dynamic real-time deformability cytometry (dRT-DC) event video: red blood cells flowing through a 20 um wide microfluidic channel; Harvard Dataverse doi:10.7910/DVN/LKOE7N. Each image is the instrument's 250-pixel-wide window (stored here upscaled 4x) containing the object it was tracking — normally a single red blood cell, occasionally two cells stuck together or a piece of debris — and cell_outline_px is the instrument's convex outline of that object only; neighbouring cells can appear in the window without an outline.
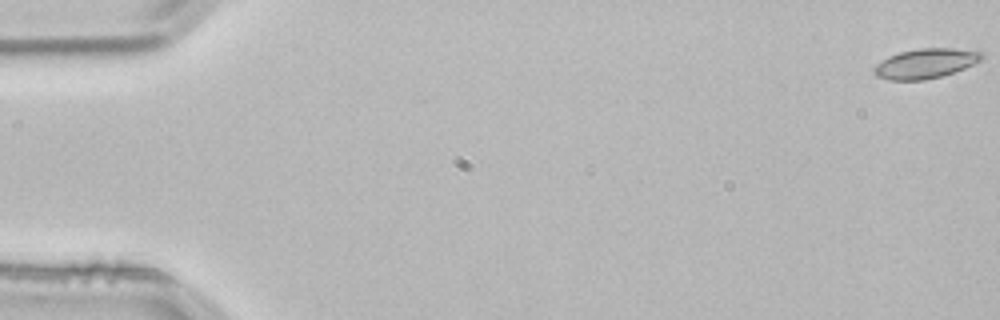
{"species": "common noctule bat (a hibernating species)", "species_latin": "Nyctalus noctula", "temperature_condition": "room temperature", "stored_images_in_passage": 4, "camera_frame_rate_fps": 3000, "um_per_image_px": 0.085, "animal": {"sex": "male", "body_mass_g": 21.5, "forearm_length_mm": 52.0}, "frame": {"image": 1, "passage_image": 1, "time_ms": 0.0, "image_size_px": [1000, 320], "cell_outline_px": [[984, 56], [980, 60], [964, 68], [940, 76], [924, 80], [888, 80], [876, 76], [872, 72], [872, 68], [876, 64], [888, 56], [900, 52], [920, 48], [952, 48], [980, 52]], "centroid_in_image_um": [78.59, 5.4], "position_along_channel_um": 6.4, "area_um2": 18.5}}